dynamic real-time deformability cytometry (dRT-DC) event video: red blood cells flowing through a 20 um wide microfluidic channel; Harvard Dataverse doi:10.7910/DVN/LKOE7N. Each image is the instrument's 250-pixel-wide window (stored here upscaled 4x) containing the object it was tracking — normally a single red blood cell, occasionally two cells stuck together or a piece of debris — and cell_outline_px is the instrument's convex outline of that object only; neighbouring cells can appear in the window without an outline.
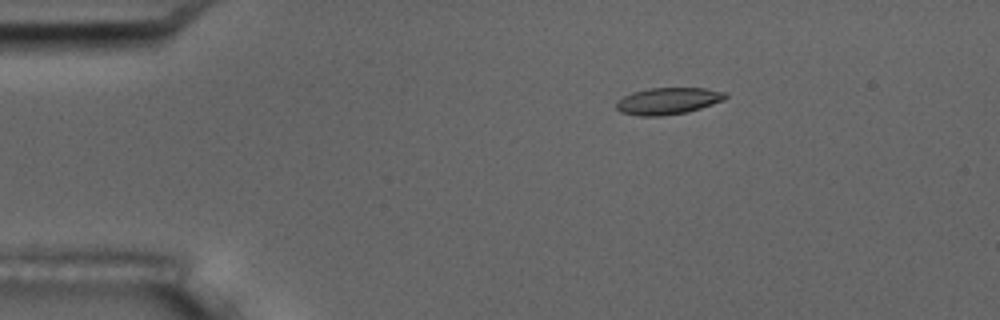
{"species": "common noctule bat (a hibernating species)", "species_latin": "Nyctalus noctula", "temperature_condition": "room temperature", "stored_images_in_passage": 5, "camera_frame_rate_fps": 3000, "um_per_image_px": 0.085, "animal": {"sex": "male", "body_mass_g": 17.5, "forearm_length_mm": 52.3}, "frame": {"image": 1, "passage_image": 3, "time_ms": 2.333, "image_size_px": [1000, 320], "cell_outline_px": [[728, 96], [724, 100], [688, 112], [660, 116], [640, 116], [620, 112], [616, 108], [616, 100], [624, 96], [636, 92], [652, 88], [704, 88], [728, 92]], "centroid_in_image_um": [56.8, 8.59], "position_along_channel_um": 28.2, "area_um2": 16.99}}